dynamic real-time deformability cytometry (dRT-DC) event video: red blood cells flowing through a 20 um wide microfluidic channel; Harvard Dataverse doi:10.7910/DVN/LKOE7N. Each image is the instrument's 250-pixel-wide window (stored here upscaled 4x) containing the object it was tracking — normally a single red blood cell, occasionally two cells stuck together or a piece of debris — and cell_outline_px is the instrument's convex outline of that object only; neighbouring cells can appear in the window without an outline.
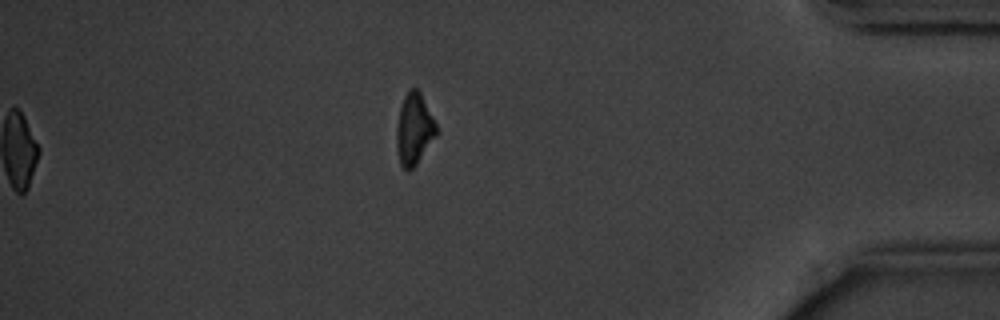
{"species": "common noctule bat (a hibernating species)", "species_latin": "Nyctalus noctula", "temperature_condition": "cold", "stored_images_in_passage": 11, "camera_frame_rate_fps": 3000, "um_per_image_px": 0.085, "animal": {"sex": "male", "body_mass_g": 20.1, "forearm_length_mm": 53.5}, "frame": {"image": 1, "passage_image": 10, "time_ms": 10.333, "image_size_px": [1000, 320], "cell_outline_px": [[436, 136], [416, 164], [408, 172], [400, 164], [396, 148], [396, 128], [400, 104], [408, 88], [416, 88], [420, 92], [436, 124]], "centroid_in_image_um": [35.16, 10.96], "position_along_channel_um": 400.0, "area_um2": 16.53}, "authors_computed_cell_mechanics": {"area_um2": 17.1666, "velocity_mm_per_s": 3.6162, "shape_relaxation_time_tau1_ms": 1.0108, "shape_relaxation_time_tau2_ms": null, "deformation_change_tau1": 0.0745, "deformation_change_tau2": null}}